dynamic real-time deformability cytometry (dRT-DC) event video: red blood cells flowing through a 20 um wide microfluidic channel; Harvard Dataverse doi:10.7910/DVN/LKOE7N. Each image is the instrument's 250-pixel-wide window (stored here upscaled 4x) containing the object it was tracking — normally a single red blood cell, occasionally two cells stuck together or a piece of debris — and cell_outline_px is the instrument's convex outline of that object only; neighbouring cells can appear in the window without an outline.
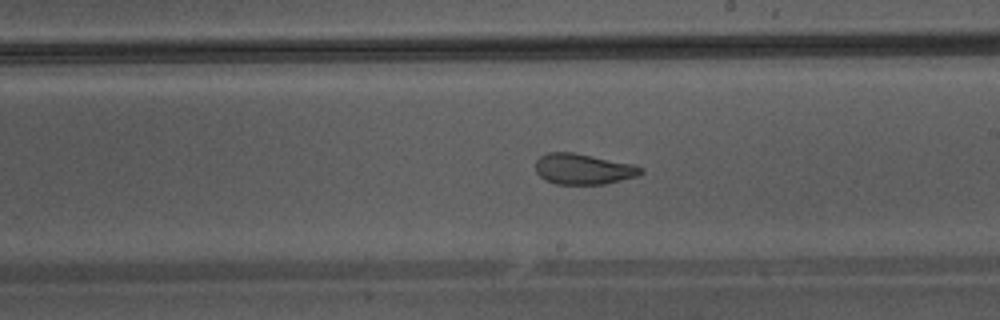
{"species": "Egyptian fruit bat (a non-hibernating species)", "species_latin": "Rousettus aegyptiacus", "temperature_condition": "warm", "stored_images_in_passage": 48, "camera_frame_rate_fps": 3000, "um_per_image_px": 0.085, "animal": {"sex": "male"}, "frame": {"image": 1, "passage_image": 28, "time_ms": 9.0, "image_size_px": [1000, 320], "cell_outline_px": [[644, 172], [640, 176], [604, 184], [556, 184], [544, 180], [536, 172], [536, 160], [540, 156], [548, 152], [572, 152], [636, 164], [644, 168]], "centroid_in_image_um": [49.62, 14.37], "position_along_channel_um": 239.4, "area_um2": 19.13}}